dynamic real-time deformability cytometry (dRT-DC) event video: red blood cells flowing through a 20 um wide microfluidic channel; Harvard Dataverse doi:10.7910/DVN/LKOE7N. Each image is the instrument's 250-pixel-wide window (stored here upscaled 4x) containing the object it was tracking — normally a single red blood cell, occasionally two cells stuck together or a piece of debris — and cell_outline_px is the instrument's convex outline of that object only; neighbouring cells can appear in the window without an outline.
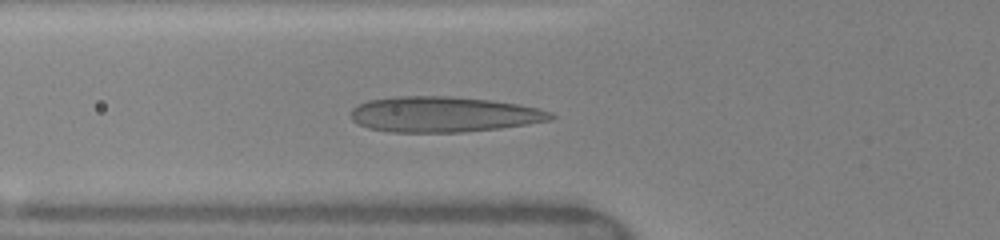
{"species": "human", "species_latin": "Homo sapiens", "temperature_condition": "warm", "stored_images_in_passage": 31, "camera_frame_rate_fps": 3000, "um_per_image_px": 0.085, "donor": {"sex": "female"}, "frame": {"image": 1, "passage_image": 12, "time_ms": 5.0, "image_size_px": [1000, 240], "cell_outline_px": [[556, 116], [552, 120], [528, 124], [500, 128], [464, 132], [392, 132], [368, 128], [352, 120], [348, 116], [352, 108], [356, 104], [368, 100], [396, 96], [452, 96], [492, 100], [520, 104], [540, 108], [552, 112]], "centroid_in_image_um": [37.71, 9.71], "position_along_channel_um": 88.1, "area_um2": 41.91}}
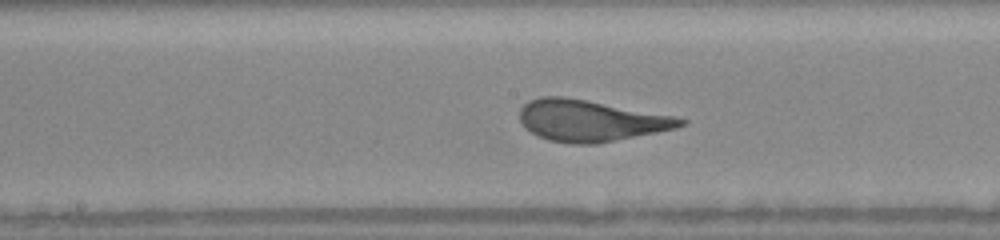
{"frame": {"image": 2, "passage_image": 18, "time_ms": 7.667, "image_size_px": [1000, 240], "cell_outline_px": [[688, 120], [684, 124], [676, 128], [596, 144], [568, 144], [548, 140], [532, 132], [520, 120], [520, 108], [524, 104], [532, 100], [544, 96], [560, 96], [584, 100], [676, 116]], "centroid_in_image_um": [50.2, 10.26], "position_along_channel_um": 198.0, "area_um2": 38.15}}
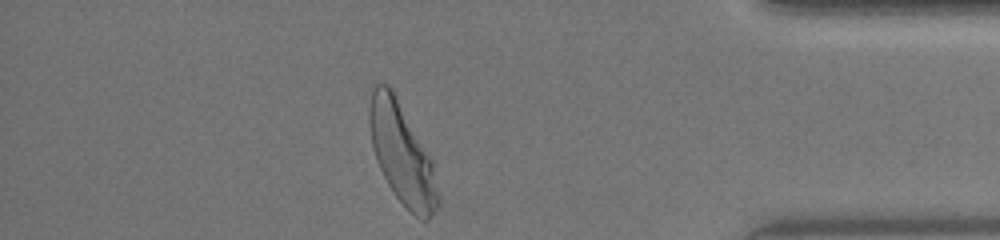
{"frame": {"image": 3, "passage_image": 31, "time_ms": 13.333, "image_size_px": [1000, 240], "cell_outline_px": [[440, 204], [428, 220], [420, 220], [396, 196], [388, 184], [376, 160], [372, 148], [368, 124], [368, 108], [372, 92], [376, 84], [388, 84], [392, 88], [432, 160], [440, 196]], "centroid_in_image_um": [34.16, 13.07], "position_along_channel_um": 401.0, "area_um2": 40.11}, "authors_computed_cell_mechanics": {"area_um2": 38.0324, "velocity_mm_per_s": 4.0902, "shape_relaxation_time_tau1_ms": 2.8218, "shape_relaxation_time_tau2_ms": null, "deformation_change_tau1": 0.1696, "deformation_change_tau2": null}}